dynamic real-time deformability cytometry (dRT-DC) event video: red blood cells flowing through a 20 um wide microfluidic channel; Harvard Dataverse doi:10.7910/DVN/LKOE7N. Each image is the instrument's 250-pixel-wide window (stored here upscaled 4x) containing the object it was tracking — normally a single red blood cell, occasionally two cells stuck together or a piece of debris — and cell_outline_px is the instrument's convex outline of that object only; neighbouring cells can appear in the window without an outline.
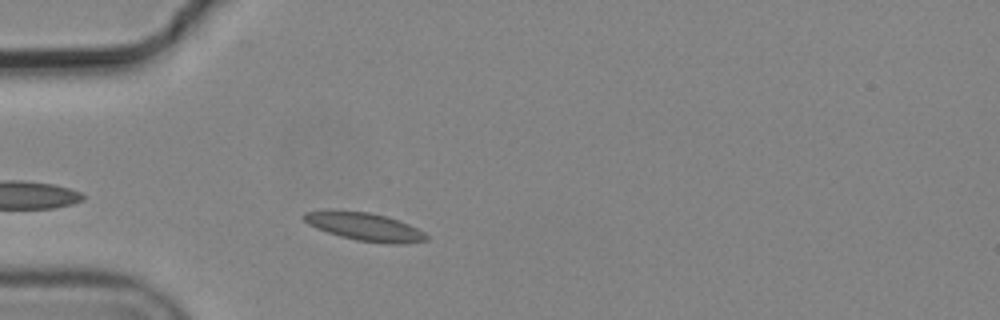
{"species": "common noctule bat (a hibernating species)", "species_latin": "Nyctalus noctula", "temperature_condition": "cold", "stored_images_in_passage": 2, "camera_frame_rate_fps": 3000, "um_per_image_px": 0.085, "animal": {"sex": "male", "body_mass_g": 19.2, "forearm_length_mm": 51.8}, "frame": {"image": 1, "passage_image": 2, "time_ms": 0.333, "image_size_px": [1000, 320], "cell_outline_px": [[428, 240], [404, 244], [388, 244], [356, 240], [340, 236], [316, 228], [308, 224], [300, 216], [304, 212], [328, 208], [368, 212], [400, 220], [424, 232], [428, 236]], "centroid_in_image_um": [30.93, 19.24], "position_along_channel_um": 54.1, "area_um2": 20.46}}